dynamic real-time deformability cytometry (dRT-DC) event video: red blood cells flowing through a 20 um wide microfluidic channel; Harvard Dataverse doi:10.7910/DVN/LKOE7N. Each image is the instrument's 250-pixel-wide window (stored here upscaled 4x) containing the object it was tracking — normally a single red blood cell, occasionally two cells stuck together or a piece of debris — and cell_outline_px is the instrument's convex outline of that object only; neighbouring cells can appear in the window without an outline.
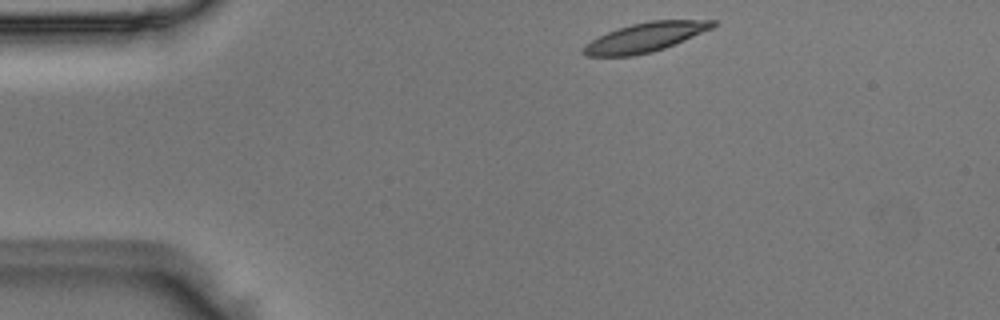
{"species": "Egyptian fruit bat (a non-hibernating species)", "species_latin": "Rousettus aegyptiacus", "temperature_condition": "room temperature", "stored_images_in_passage": 43, "camera_frame_rate_fps": 3000, "um_per_image_px": 0.085, "animal": {"sex": "male"}, "frame": {"image": 1, "passage_image": 2, "time_ms": 0.333, "image_size_px": [1000, 320], "cell_outline_px": [[716, 24], [712, 28], [664, 48], [652, 52], [632, 56], [584, 56], [580, 52], [584, 44], [616, 28], [648, 20], [716, 20]], "centroid_in_image_um": [54.79, 3.17], "position_along_channel_um": 30.2, "area_um2": 21.96}}
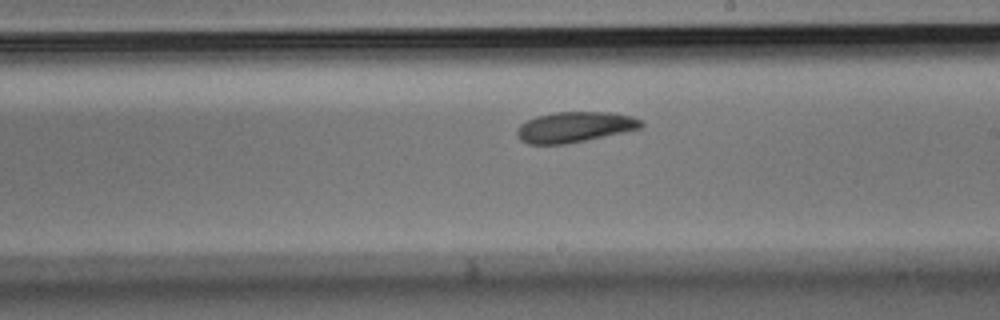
{"frame": {"image": 2, "passage_image": 22, "time_ms": 7.0, "image_size_px": [1000, 320], "cell_outline_px": [[644, 124], [640, 128], [624, 132], [564, 144], [528, 144], [520, 140], [516, 136], [516, 128], [520, 124], [536, 116], [556, 112], [608, 112], [632, 116], [640, 120]], "centroid_in_image_um": [48.8, 10.8], "position_along_channel_um": 240.2, "area_um2": 21.96}}
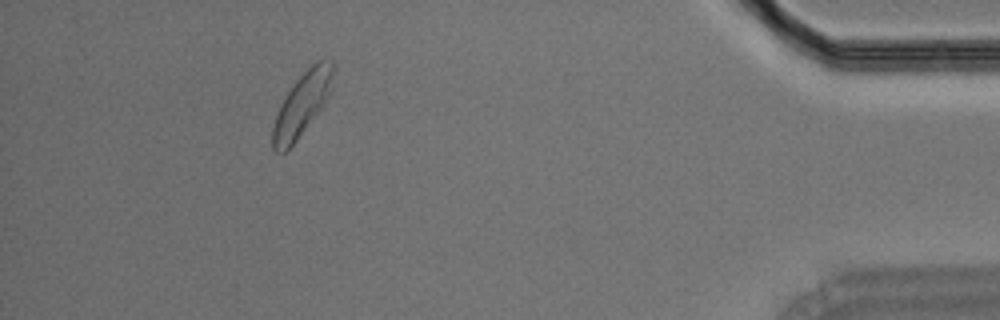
{"frame": {"image": 3, "passage_image": 39, "time_ms": 12.667, "image_size_px": [1000, 320], "cell_outline_px": [[332, 92], [324, 104], [296, 140], [284, 152], [276, 152], [272, 148], [272, 128], [280, 104], [296, 80], [316, 60], [324, 56], [328, 56], [332, 60]], "centroid_in_image_um": [25.69, 8.81], "position_along_channel_um": 409.5, "area_um2": 22.02}}